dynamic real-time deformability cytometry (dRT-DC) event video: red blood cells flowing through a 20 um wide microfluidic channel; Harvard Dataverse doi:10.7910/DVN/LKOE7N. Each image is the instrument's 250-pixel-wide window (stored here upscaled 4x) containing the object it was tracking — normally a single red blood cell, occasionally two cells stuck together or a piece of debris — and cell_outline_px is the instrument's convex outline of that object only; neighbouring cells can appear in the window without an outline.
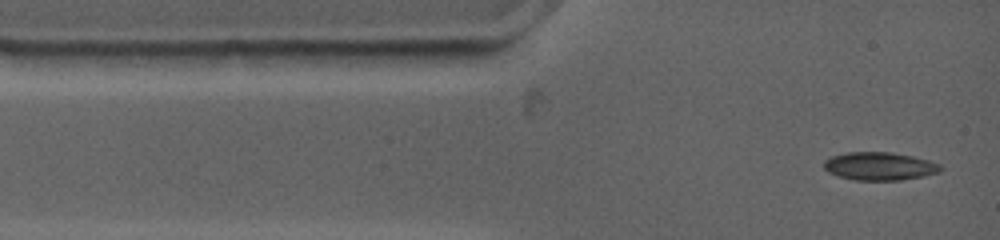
{"species": "common noctule bat (a hibernating species)", "species_latin": "Nyctalus noctula", "temperature_condition": "warm", "stored_images_in_passage": 5, "camera_frame_rate_fps": 4500, "um_per_image_px": 0.085, "animal": {"sex": "female", "body_mass_g": 19.0, "forearm_length_mm": 53.3}, "frame": {"image": 1, "passage_image": 1, "time_ms": 0.0, "image_size_px": [1000, 240], "cell_outline_px": [[944, 168], [940, 172], [924, 176], [900, 180], [856, 180], [836, 176], [828, 172], [824, 168], [824, 160], [832, 156], [848, 152], [892, 152], [912, 156], [928, 160], [940, 164]], "centroid_in_image_um": [74.77, 14.13], "position_along_channel_um": 10.2, "area_um2": 19.19}}
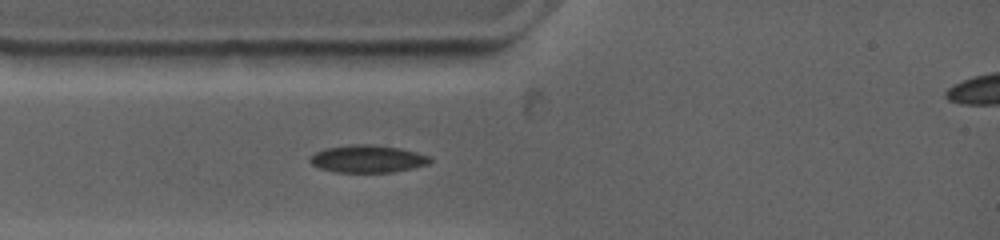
{"frame": {"image": 2, "passage_image": 5, "time_ms": 2.0, "image_size_px": [1000, 240], "cell_outline_px": [[432, 160], [428, 164], [412, 168], [392, 172], [336, 172], [320, 168], [312, 164], [308, 160], [316, 152], [324, 148], [352, 144], [372, 144], [400, 148], [432, 156]], "centroid_in_image_um": [31.27, 13.49], "position_along_channel_um": 53.7, "area_um2": 19.25}}